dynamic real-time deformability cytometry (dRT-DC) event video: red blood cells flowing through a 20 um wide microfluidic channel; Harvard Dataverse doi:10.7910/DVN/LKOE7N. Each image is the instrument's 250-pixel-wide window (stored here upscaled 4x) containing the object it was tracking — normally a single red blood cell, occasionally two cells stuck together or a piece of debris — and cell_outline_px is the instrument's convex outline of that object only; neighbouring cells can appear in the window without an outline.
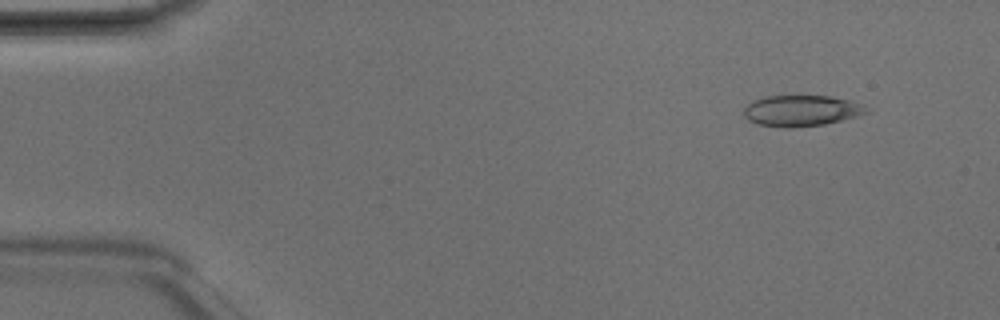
{"species": "Egyptian fruit bat (a non-hibernating species)", "species_latin": "Rousettus aegyptiacus", "temperature_condition": "room temperature", "stored_images_in_passage": 7, "camera_frame_rate_fps": 3000, "um_per_image_px": 0.085, "animal": {"sex": "male"}, "frame": {"image": 1, "passage_image": 2, "time_ms": 0.333, "image_size_px": [1000, 320], "cell_outline_px": [[872, 108], [868, 112], [856, 116], [824, 124], [792, 128], [784, 128], [756, 124], [748, 120], [744, 116], [744, 108], [752, 100], [760, 96], [832, 96], [848, 100]], "centroid_in_image_um": [68.08, 9.41], "position_along_channel_um": 16.9, "area_um2": 22.31}}